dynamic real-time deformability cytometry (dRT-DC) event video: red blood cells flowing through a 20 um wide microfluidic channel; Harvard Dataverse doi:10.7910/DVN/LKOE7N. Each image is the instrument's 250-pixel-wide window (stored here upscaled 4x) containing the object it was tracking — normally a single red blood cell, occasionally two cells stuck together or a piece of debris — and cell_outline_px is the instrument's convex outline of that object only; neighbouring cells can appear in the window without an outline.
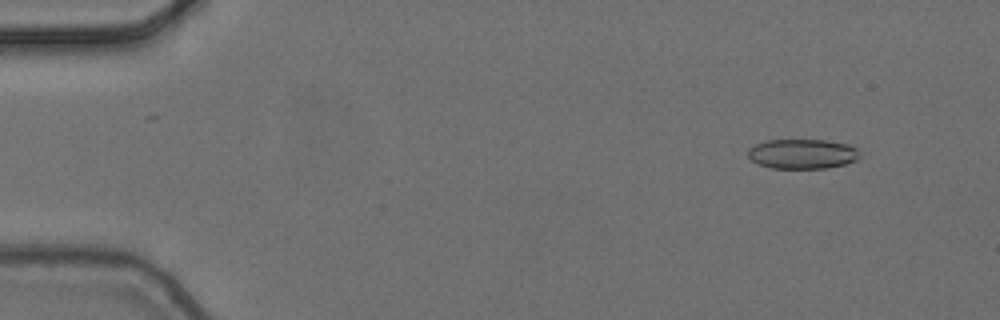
{"species": "common noctule bat (a hibernating species)", "species_latin": "Nyctalus noctula", "temperature_condition": "cold", "stored_images_in_passage": 4, "camera_frame_rate_fps": 3000, "um_per_image_px": 0.085, "animal": {"sex": "female", "body_mass_g": 24.6, "forearm_length_mm": 56.2}, "frame": {"image": 1, "passage_image": 1, "time_ms": 0.0, "image_size_px": [1000, 320], "cell_outline_px": [[860, 156], [856, 160], [844, 164], [828, 168], [772, 168], [760, 164], [752, 160], [748, 156], [748, 148], [764, 140], [824, 140], [848, 144], [856, 148], [860, 152]], "centroid_in_image_um": [68.21, 13.07], "position_along_channel_um": 16.8, "area_um2": 19.36}}
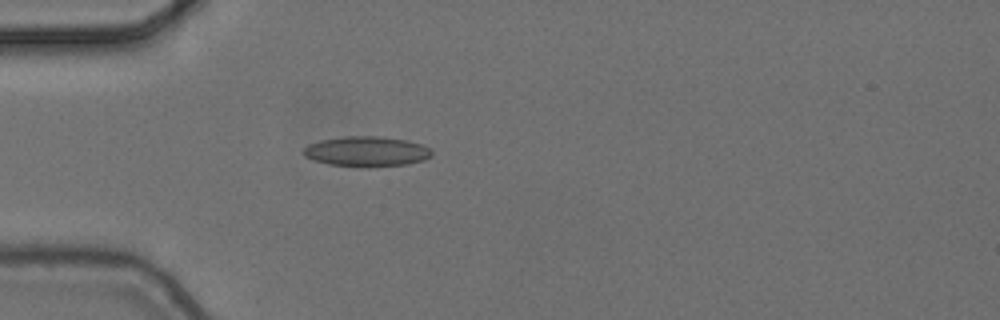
{"frame": {"image": 2, "passage_image": 4, "time_ms": 1.0, "image_size_px": [1000, 320], "cell_outline_px": [[432, 156], [424, 160], [408, 164], [328, 164], [304, 156], [304, 148], [308, 144], [320, 140], [344, 136], [380, 136], [404, 140], [424, 144], [432, 152]], "centroid_in_image_um": [31.18, 12.82], "position_along_channel_um": 53.8, "area_um2": 21.56}}